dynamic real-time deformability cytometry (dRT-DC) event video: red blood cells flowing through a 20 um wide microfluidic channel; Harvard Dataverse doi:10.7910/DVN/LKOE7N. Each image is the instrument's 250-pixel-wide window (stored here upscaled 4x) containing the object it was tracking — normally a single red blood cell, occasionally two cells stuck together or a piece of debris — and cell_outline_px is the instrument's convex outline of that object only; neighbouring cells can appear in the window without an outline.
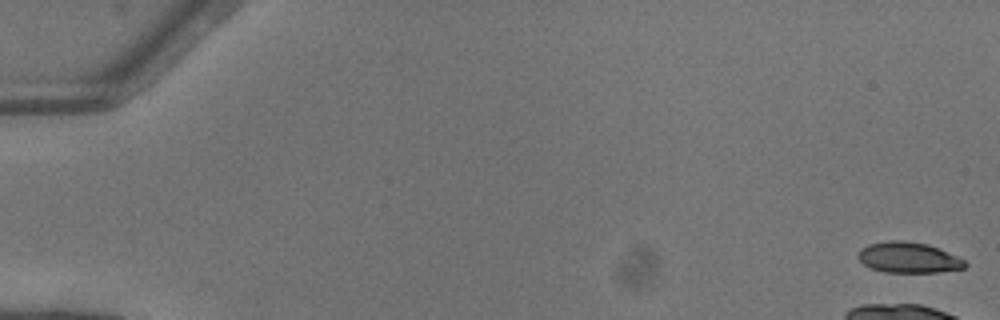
{"species": "common noctule bat (a hibernating species)", "species_latin": "Nyctalus noctula", "temperature_condition": "warm", "stored_images_in_passage": 7, "camera_frame_rate_fps": 3000, "um_per_image_px": 0.085, "animal": {"sex": "female"}, "frame": {"image": 1, "passage_image": 1, "time_ms": 0.0, "image_size_px": [1000, 320], "cell_outline_px": [[968, 264], [964, 268], [936, 272], [884, 272], [872, 268], [864, 264], [856, 256], [860, 248], [868, 244], [888, 240], [904, 240], [928, 244], [956, 256], [964, 260]], "centroid_in_image_um": [77.18, 21.88], "position_along_channel_um": 7.8, "area_um2": 19.07}}